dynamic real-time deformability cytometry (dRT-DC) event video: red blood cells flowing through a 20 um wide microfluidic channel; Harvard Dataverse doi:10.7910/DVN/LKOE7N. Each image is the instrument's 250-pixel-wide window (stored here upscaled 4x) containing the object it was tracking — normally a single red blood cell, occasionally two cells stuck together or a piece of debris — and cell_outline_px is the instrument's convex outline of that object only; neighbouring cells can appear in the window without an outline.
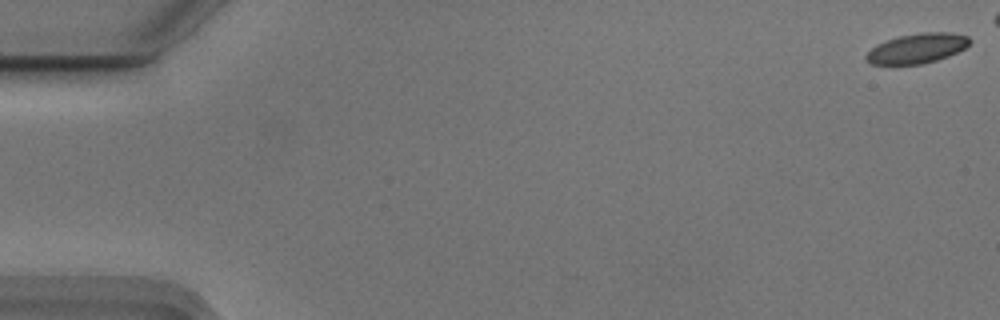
{"species": "Egyptian fruit bat (a non-hibernating species)", "species_latin": "Rousettus aegyptiacus", "temperature_condition": "cold", "stored_images_in_passage": 49, "camera_frame_rate_fps": 3000, "um_per_image_px": 0.085, "animal": {"sex": "male"}, "frame": {"image": 1, "passage_image": 1, "time_ms": 0.0, "image_size_px": [1000, 320], "cell_outline_px": [[972, 40], [964, 48], [948, 56], [936, 60], [920, 64], [872, 64], [864, 60], [864, 56], [876, 44], [900, 36], [924, 32], [952, 32], [968, 36]], "centroid_in_image_um": [77.95, 4.1], "position_along_channel_um": 7.1, "area_um2": 17.86}}
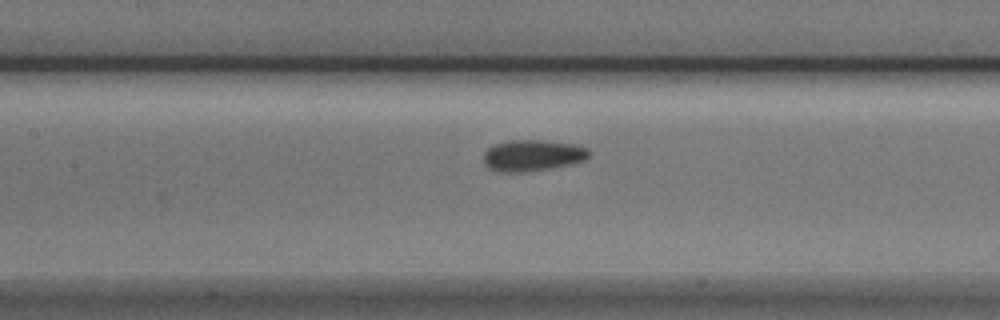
{"frame": {"image": 2, "passage_image": 26, "time_ms": 8.333, "image_size_px": [1000, 320], "cell_outline_px": [[592, 156], [584, 160], [572, 164], [524, 172], [500, 172], [488, 168], [484, 164], [484, 152], [488, 148], [496, 144], [508, 140], [540, 140], [580, 144], [588, 148], [592, 152]], "centroid_in_image_um": [45.32, 13.2], "position_along_channel_um": 162.1, "area_um2": 19.54}}
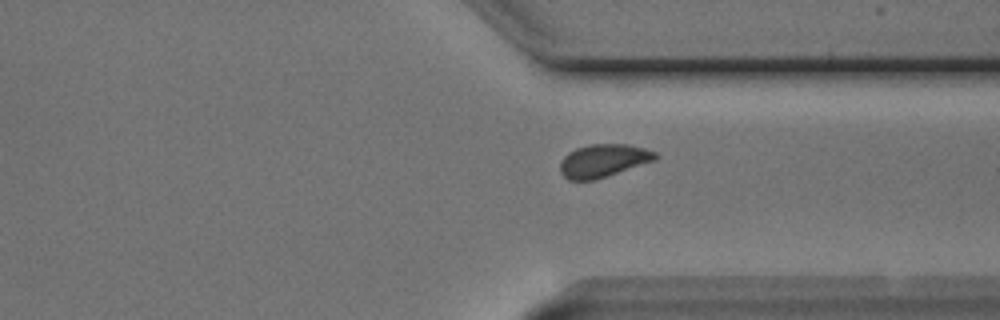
{"frame": {"image": 3, "passage_image": 42, "time_ms": 13.667, "image_size_px": [1000, 320], "cell_outline_px": [[660, 156], [656, 160], [592, 180], [568, 180], [560, 172], [560, 160], [568, 152], [576, 148], [592, 144], [628, 144], [644, 148], [656, 152]], "centroid_in_image_um": [51.27, 13.64], "position_along_channel_um": 360.1, "area_um2": 18.21}, "authors_computed_cell_mechanics": {"area_um2": 18.7272, "velocity_mm_per_s": 3.7114, "shape_relaxation_time_tau1_ms": 3.1173, "shape_relaxation_time_tau2_ms": 1.9515, "deformation_change_tau1": 0.0934, "deformation_change_tau2": 0.0714}}